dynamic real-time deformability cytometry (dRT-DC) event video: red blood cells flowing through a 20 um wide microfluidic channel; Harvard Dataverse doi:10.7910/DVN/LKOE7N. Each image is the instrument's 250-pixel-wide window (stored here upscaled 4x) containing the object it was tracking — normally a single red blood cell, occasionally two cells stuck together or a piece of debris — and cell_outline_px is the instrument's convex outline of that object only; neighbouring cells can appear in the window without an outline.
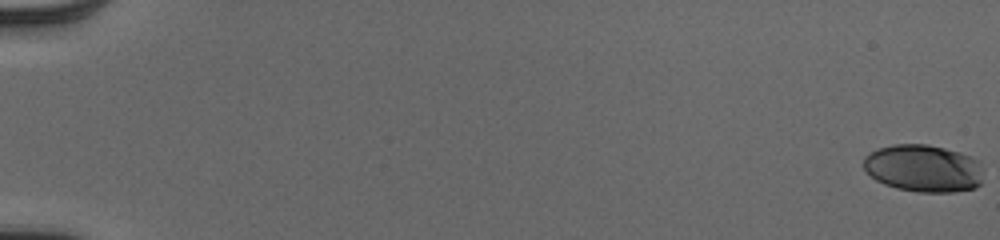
{"species": "human", "species_latin": "Homo sapiens", "temperature_condition": "cold", "stored_images_in_passage": 54, "camera_frame_rate_fps": 3000, "um_per_image_px": 0.085, "donor": {"sex": "male"}, "frame": {"image": 1, "passage_image": 1, "time_ms": 0.0, "image_size_px": [1000, 240], "cell_outline_px": [[980, 184], [976, 188], [956, 192], [920, 192], [896, 188], [884, 184], [876, 180], [864, 168], [864, 156], [880, 148], [892, 144], [928, 144], [960, 152], [972, 156], [980, 160]], "centroid_in_image_um": [78.51, 14.3], "position_along_channel_um": 6.5, "area_um2": 33.06}}
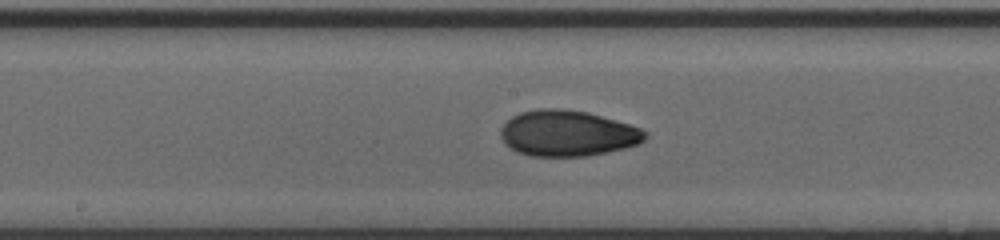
{"frame": {"image": 2, "passage_image": 31, "time_ms": 10.0, "image_size_px": [1000, 240], "cell_outline_px": [[648, 136], [644, 140], [636, 144], [624, 148], [584, 156], [532, 156], [516, 152], [508, 148], [504, 144], [500, 136], [500, 128], [512, 116], [520, 112], [536, 108], [560, 108], [588, 112], [628, 124], [640, 128], [648, 132]], "centroid_in_image_um": [48.19, 11.32], "position_along_channel_um": 200.0, "area_um2": 38.73}}
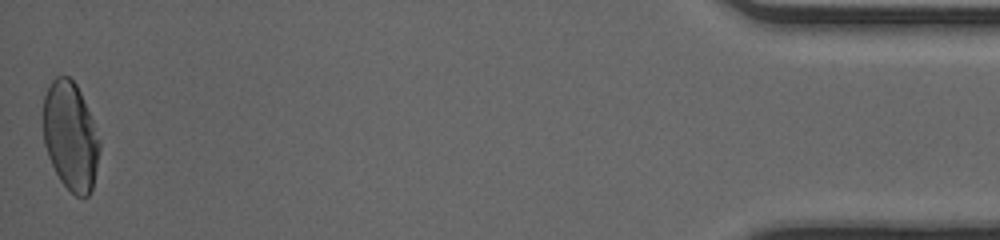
{"frame": {"image": 3, "passage_image": 54, "time_ms": 17.667, "image_size_px": [1000, 240], "cell_outline_px": [[100, 148], [92, 188], [88, 196], [76, 196], [60, 180], [48, 156], [44, 144], [44, 96], [52, 80], [56, 76], [68, 76], [76, 84], [80, 92], [92, 120], [100, 140]], "centroid_in_image_um": [5.99, 11.56], "position_along_channel_um": 429.2, "area_um2": 35.08}, "authors_computed_cell_mechanics": {"area_um2": 35.9516, "velocity_mm_per_s": 4.0651, "shape_relaxation_time_tau1_ms": 4.2205, "shape_relaxation_time_tau2_ms": 1.3685, "deformation_change_tau1": 0.183, "deformation_change_tau2": 0.0527}}